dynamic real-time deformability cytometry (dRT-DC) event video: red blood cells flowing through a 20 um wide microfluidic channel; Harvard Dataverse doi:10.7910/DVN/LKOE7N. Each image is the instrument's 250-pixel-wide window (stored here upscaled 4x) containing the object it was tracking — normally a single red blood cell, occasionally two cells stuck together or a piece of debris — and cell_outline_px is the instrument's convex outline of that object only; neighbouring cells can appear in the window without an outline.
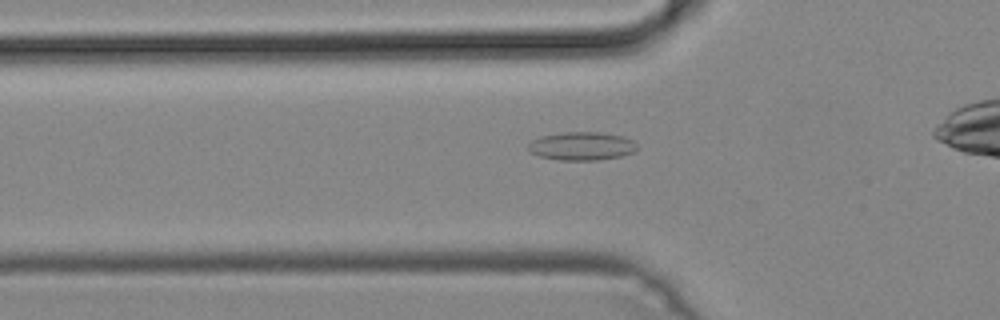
{"species": "common noctule bat (a hibernating species)", "species_latin": "Nyctalus noctula", "temperature_condition": "cold", "stored_images_in_passage": 36, "camera_frame_rate_fps": 3000, "um_per_image_px": 0.085, "animal": {"sex": "male", "body_mass_g": 19.2, "forearm_length_mm": 51.8}, "frame": {"image": 1, "passage_image": 2, "time_ms": 0.333, "image_size_px": [1000, 320], "cell_outline_px": [[636, 152], [620, 156], [600, 160], [560, 160], [540, 156], [528, 152], [528, 144], [532, 140], [540, 136], [564, 132], [600, 132], [624, 136], [632, 140], [636, 144]], "centroid_in_image_um": [49.44, 12.41], "position_along_channel_um": 76.4, "area_um2": 18.09}}
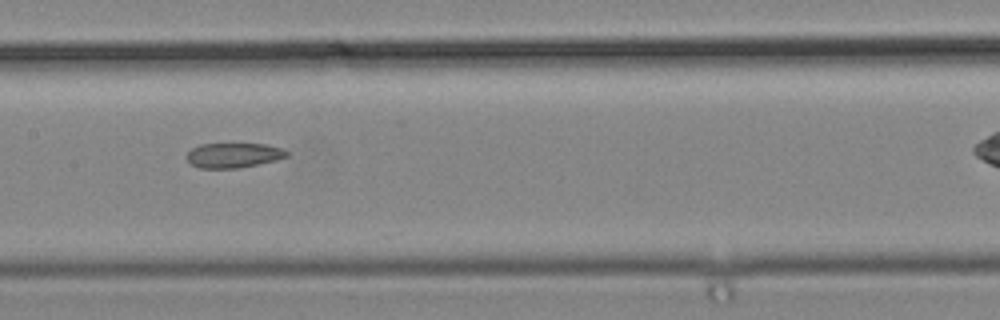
{"frame": {"image": 2, "passage_image": 10, "time_ms": 3.0, "image_size_px": [1000, 320], "cell_outline_px": [[288, 156], [276, 160], [240, 168], [200, 168], [192, 164], [184, 156], [192, 148], [200, 144], [264, 144], [280, 148], [288, 152]], "centroid_in_image_um": [19.82, 13.2], "position_along_channel_um": 187.6, "area_um2": 14.39}}
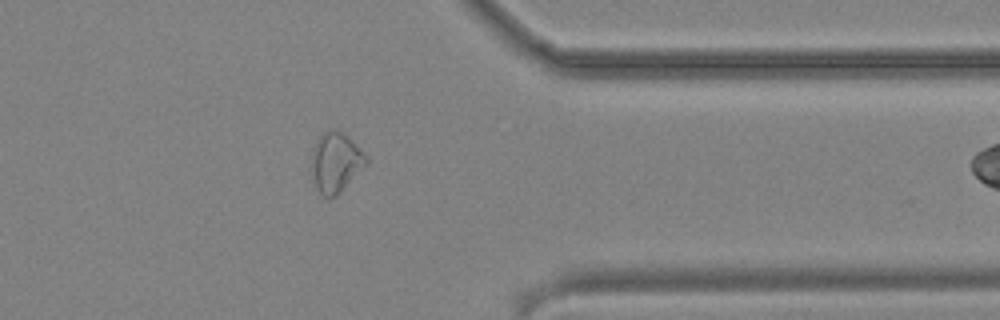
{"frame": {"image": 3, "passage_image": 25, "time_ms": 8.0, "image_size_px": [1000, 320], "cell_outline_px": [[368, 164], [336, 196], [320, 196], [316, 188], [312, 172], [312, 152], [316, 140], [328, 128], [332, 128], [340, 132], [364, 152], [368, 156]], "centroid_in_image_um": [28.54, 13.81], "position_along_channel_um": 382.9, "area_um2": 18.9}}